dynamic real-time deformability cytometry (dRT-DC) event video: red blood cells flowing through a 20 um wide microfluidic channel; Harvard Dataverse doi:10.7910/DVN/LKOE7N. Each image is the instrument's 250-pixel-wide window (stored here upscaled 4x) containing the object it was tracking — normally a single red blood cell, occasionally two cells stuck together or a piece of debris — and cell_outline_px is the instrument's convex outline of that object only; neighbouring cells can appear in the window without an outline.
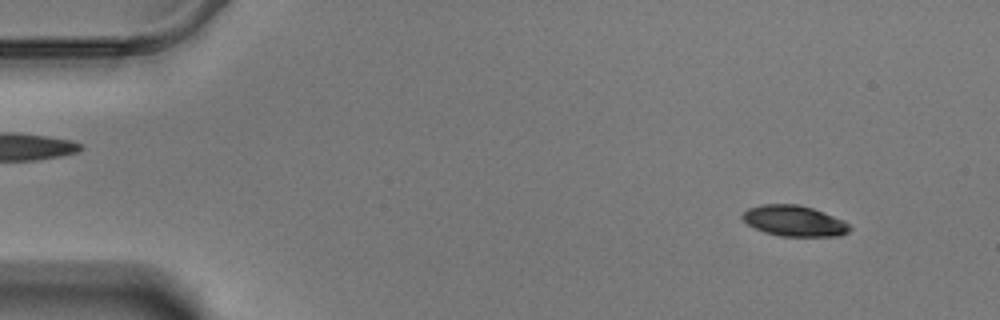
{"species": "Egyptian fruit bat (a non-hibernating species)", "species_latin": "Rousettus aegyptiacus", "temperature_condition": "warm", "stored_images_in_passage": 58, "camera_frame_rate_fps": 3000, "um_per_image_px": 0.085, "animal": {"sex": "male"}, "frame": {"image": 1, "passage_image": 5, "time_ms": 1.333, "image_size_px": [1000, 320], "cell_outline_px": [[852, 228], [848, 232], [840, 236], [780, 236], [764, 232], [748, 224], [740, 216], [748, 208], [760, 204], [800, 204], [824, 212], [844, 220]], "centroid_in_image_um": [67.52, 18.77], "position_along_channel_um": 17.5, "area_um2": 19.31}}
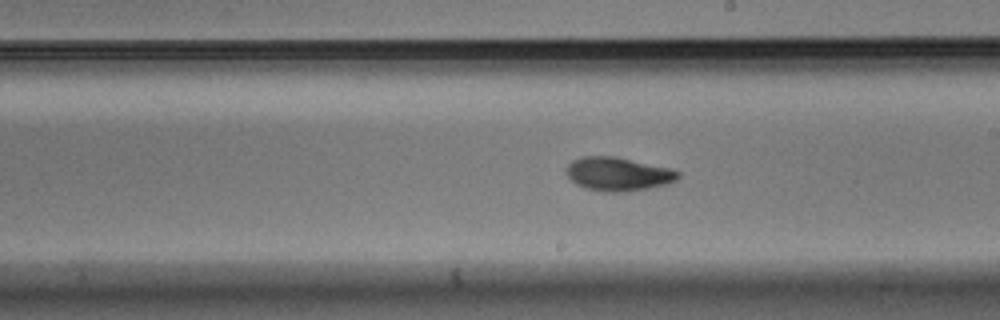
{"frame": {"image": 2, "passage_image": 33, "time_ms": 10.667, "image_size_px": [1000, 320], "cell_outline_px": [[680, 176], [676, 180], [668, 184], [648, 188], [620, 192], [612, 192], [584, 188], [576, 184], [564, 172], [568, 164], [572, 160], [580, 156], [616, 156], [668, 168], [680, 172]], "centroid_in_image_um": [52.5, 14.78], "position_along_channel_um": 236.5, "area_um2": 21.85}}
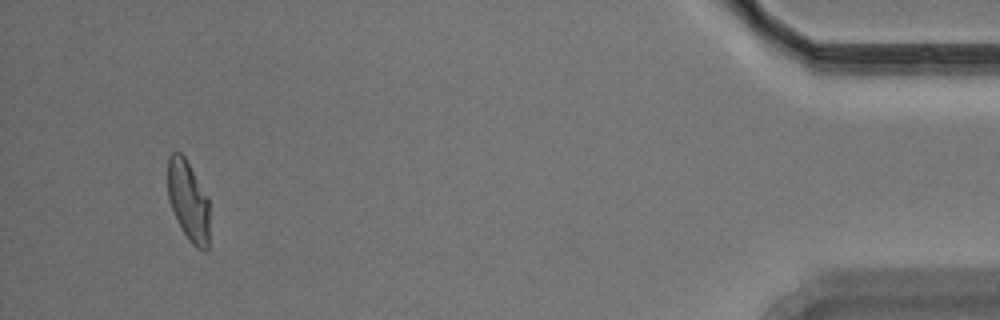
{"frame": {"image": 3, "passage_image": 55, "time_ms": 18.0, "image_size_px": [1000, 320], "cell_outline_px": [[208, 248], [204, 252], [196, 248], [188, 240], [168, 200], [168, 156], [172, 152], [180, 152], [184, 156], [208, 196]], "centroid_in_image_um": [16.01, 17.06], "position_along_channel_um": 419.2, "area_um2": 19.36}, "authors_computed_cell_mechanics": {"area_um2": 20.6635, "velocity_mm_per_s": 3.4605, "shape_relaxation_time_tau1_ms": 3.2128, "shape_relaxation_time_tau2_ms": 3.7634, "deformation_change_tau1": 0.1594, "deformation_change_tau2": 0.0924}}